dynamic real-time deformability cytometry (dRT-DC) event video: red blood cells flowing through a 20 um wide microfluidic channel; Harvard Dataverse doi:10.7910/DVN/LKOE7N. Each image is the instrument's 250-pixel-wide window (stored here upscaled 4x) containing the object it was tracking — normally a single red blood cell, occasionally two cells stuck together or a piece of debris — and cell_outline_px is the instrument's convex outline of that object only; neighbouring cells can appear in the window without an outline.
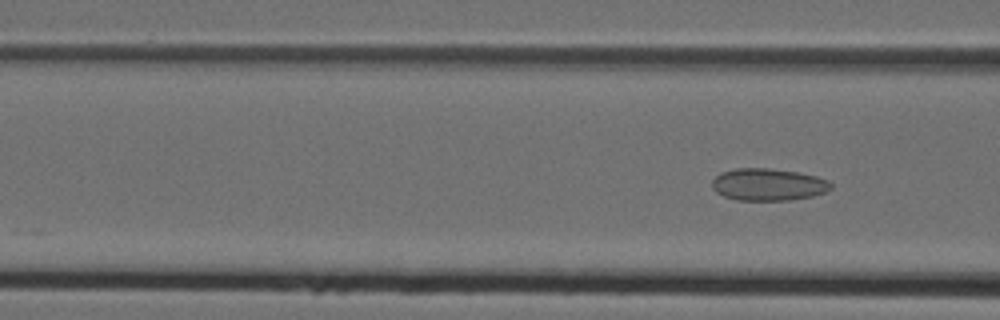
{"species": "Egyptian fruit bat (a non-hibernating species)", "species_latin": "Rousettus aegyptiacus", "temperature_condition": "cold", "stored_images_in_passage": 4, "camera_frame_rate_fps": 3000, "um_per_image_px": 0.085, "animal": {"sex": "female"}, "frame": {"image": 1, "passage_image": 4, "time_ms": 1.0, "image_size_px": [1000, 320], "cell_outline_px": [[832, 188], [824, 192], [812, 196], [788, 200], [736, 200], [724, 196], [716, 192], [712, 188], [712, 180], [720, 172], [736, 168], [768, 168], [800, 172], [816, 176], [828, 180], [832, 184]], "centroid_in_image_um": [65.28, 15.68], "position_along_channel_um": 101.3, "area_um2": 22.37}}